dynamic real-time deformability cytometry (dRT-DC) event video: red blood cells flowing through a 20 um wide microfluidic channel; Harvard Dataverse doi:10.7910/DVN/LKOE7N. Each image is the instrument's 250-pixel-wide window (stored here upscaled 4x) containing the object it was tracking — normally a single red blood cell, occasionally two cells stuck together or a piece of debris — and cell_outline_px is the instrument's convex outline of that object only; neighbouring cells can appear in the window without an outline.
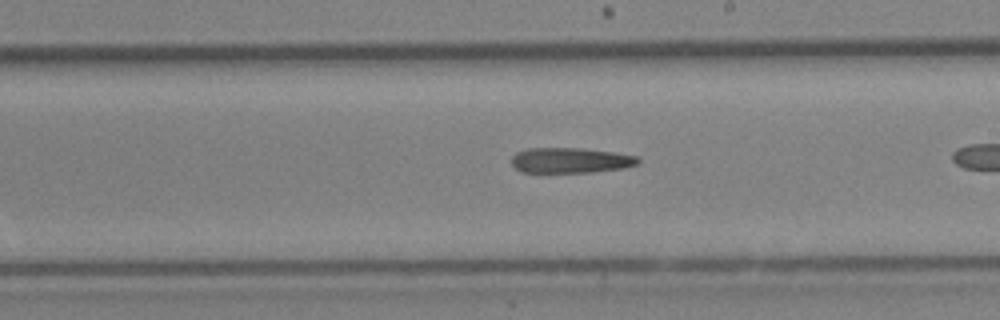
{"species": "Egyptian fruit bat (a non-hibernating species)", "species_latin": "Rousettus aegyptiacus", "temperature_condition": "cold", "stored_images_in_passage": 32, "camera_frame_rate_fps": 3000, "um_per_image_px": 0.085, "animal": {"sex": "female"}, "frame": {"image": 1, "passage_image": 23, "time_ms": 7.333, "image_size_px": [1000, 320], "cell_outline_px": [[640, 164], [624, 168], [592, 172], [520, 172], [512, 164], [512, 156], [516, 152], [528, 148], [580, 148], [612, 152], [636, 156], [640, 160]], "centroid_in_image_um": [48.49, 13.63], "position_along_channel_um": 240.5, "area_um2": 18.67}}